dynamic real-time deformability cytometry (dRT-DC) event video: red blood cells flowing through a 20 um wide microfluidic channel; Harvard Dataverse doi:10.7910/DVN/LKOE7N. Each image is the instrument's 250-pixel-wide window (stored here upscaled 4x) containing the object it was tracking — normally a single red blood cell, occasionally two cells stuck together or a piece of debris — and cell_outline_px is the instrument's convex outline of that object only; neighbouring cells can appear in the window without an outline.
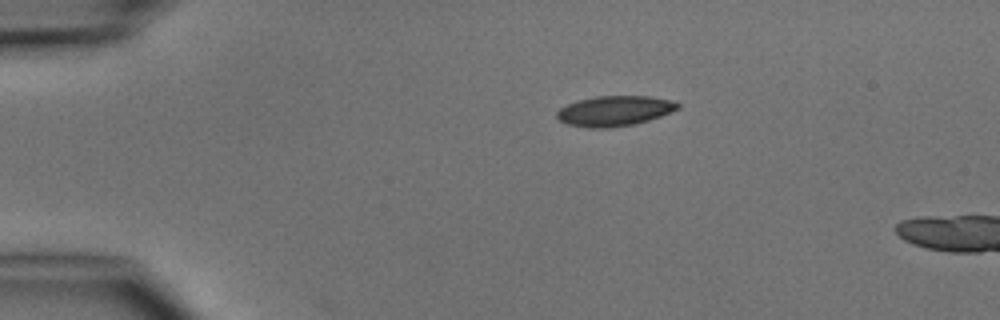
{"species": "common noctule bat (a hibernating species)", "species_latin": "Nyctalus noctula", "temperature_condition": "cold", "stored_images_in_passage": 2, "camera_frame_rate_fps": 3000, "um_per_image_px": 0.085, "animal": {"sex": "male", "body_mass_g": 15.6}, "frame": {"image": 1, "passage_image": 1, "time_ms": 0.0, "image_size_px": [1000, 320], "cell_outline_px": [[680, 108], [660, 116], [648, 120], [632, 124], [608, 128], [588, 128], [568, 124], [560, 120], [556, 116], [556, 112], [560, 108], [568, 104], [580, 100], [596, 96], [648, 96], [672, 100], [680, 104]], "centroid_in_image_um": [52.24, 9.42], "position_along_channel_um": 32.8, "area_um2": 21.1}}